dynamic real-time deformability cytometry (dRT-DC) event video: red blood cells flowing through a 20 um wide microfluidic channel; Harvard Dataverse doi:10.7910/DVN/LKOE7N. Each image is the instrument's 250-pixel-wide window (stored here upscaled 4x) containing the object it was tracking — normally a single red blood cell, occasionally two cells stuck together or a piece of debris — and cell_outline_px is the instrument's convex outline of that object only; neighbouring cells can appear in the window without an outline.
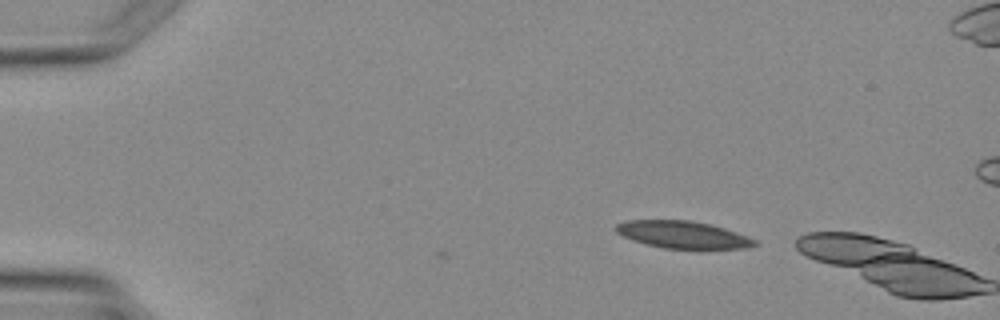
{"species": "Egyptian fruit bat (a non-hibernating species)", "species_latin": "Rousettus aegyptiacus", "temperature_condition": "warm", "stored_images_in_passage": 2, "camera_frame_rate_fps": 3000, "um_per_image_px": 0.085, "animal": {"sex": "female"}, "frame": {"image": 1, "passage_image": 1, "time_ms": 0.0, "image_size_px": [1000, 320], "cell_outline_px": [[760, 244], [744, 248], [700, 252], [664, 248], [632, 240], [616, 232], [616, 224], [628, 220], [688, 220], [712, 224], [724, 228], [756, 240]], "centroid_in_image_um": [58.12, 20.0], "position_along_channel_um": 26.9, "area_um2": 22.83}}